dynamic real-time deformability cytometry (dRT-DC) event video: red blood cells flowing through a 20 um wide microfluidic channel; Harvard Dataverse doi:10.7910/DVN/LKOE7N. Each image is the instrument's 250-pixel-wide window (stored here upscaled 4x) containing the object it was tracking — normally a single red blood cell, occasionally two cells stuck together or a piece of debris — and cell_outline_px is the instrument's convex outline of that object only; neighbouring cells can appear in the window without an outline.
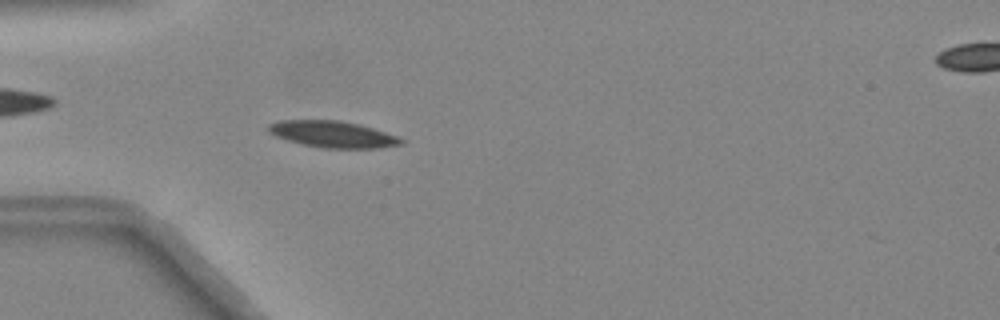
{"species": "common noctule bat (a hibernating species)", "species_latin": "Nyctalus noctula", "temperature_condition": "cold", "stored_images_in_passage": 5, "camera_frame_rate_fps": 3000, "um_per_image_px": 0.085, "animal": {"sex": "male", "body_mass_g": 19.2, "forearm_length_mm": 51.8}, "frame": {"image": 1, "passage_image": 4, "time_ms": 1.0, "image_size_px": [1000, 320], "cell_outline_px": [[404, 144], [376, 148], [324, 148], [304, 144], [288, 140], [276, 136], [268, 132], [268, 124], [276, 120], [336, 120], [356, 124], [372, 128], [400, 136], [404, 140]], "centroid_in_image_um": [28.29, 11.41], "position_along_channel_um": 56.7, "area_um2": 20.4}}